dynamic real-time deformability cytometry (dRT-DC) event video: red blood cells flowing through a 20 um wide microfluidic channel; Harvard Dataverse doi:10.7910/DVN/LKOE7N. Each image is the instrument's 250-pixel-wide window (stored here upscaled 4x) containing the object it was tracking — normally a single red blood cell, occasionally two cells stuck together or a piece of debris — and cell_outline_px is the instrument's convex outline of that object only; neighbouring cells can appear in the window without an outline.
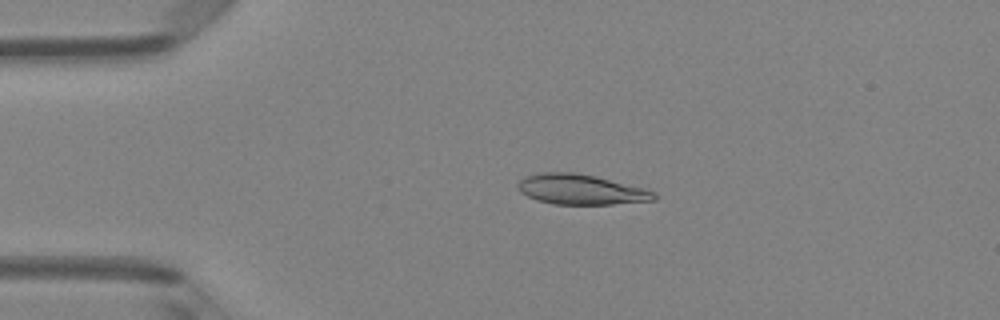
{"species": "Egyptian fruit bat (a non-hibernating species)", "species_latin": "Rousettus aegyptiacus", "temperature_condition": "room temperature", "stored_images_in_passage": 5, "camera_frame_rate_fps": 3000, "um_per_image_px": 0.085, "animal": {"sex": "female"}, "frame": {"image": 1, "passage_image": 4, "time_ms": 1.0, "image_size_px": [1000, 320], "cell_outline_px": [[656, 200], [612, 204], [552, 204], [536, 200], [520, 192], [516, 188], [516, 184], [524, 176], [540, 172], [572, 172], [596, 176], [644, 188], [656, 192]], "centroid_in_image_um": [49.34, 16.1], "position_along_channel_um": 35.7, "area_um2": 24.1}}